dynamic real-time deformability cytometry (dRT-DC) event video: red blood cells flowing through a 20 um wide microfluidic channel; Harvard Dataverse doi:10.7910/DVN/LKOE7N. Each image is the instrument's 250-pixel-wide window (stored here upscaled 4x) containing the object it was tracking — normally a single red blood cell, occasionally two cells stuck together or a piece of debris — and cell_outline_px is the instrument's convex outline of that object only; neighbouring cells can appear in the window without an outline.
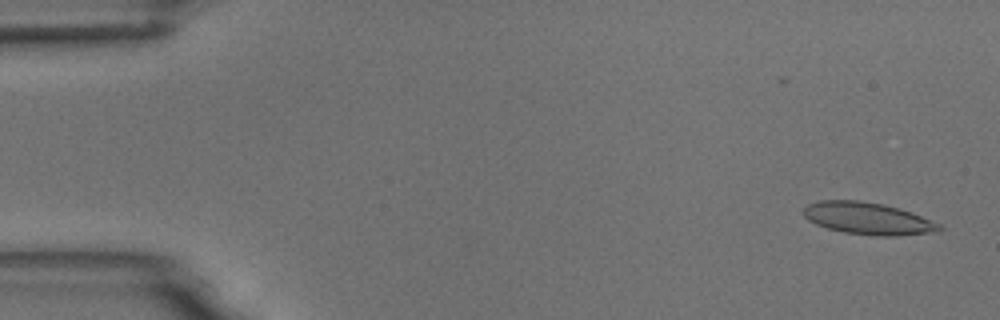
{"species": "common noctule bat (a hibernating species)", "species_latin": "Nyctalus noctula", "temperature_condition": "room temperature", "stored_images_in_passage": 4, "camera_frame_rate_fps": 3000, "um_per_image_px": 0.085, "animal": {"sex": "male", "body_mass_g": 18.8}, "frame": {"image": 1, "passage_image": 1, "time_ms": 0.0, "image_size_px": [1000, 320], "cell_outline_px": [[944, 228], [940, 232], [896, 236], [872, 236], [844, 232], [828, 228], [816, 224], [808, 220], [804, 216], [804, 208], [808, 204], [820, 200], [860, 200], [884, 204], [912, 212], [940, 224]], "centroid_in_image_um": [73.81, 18.58], "position_along_channel_um": 11.2, "area_um2": 25.61}}
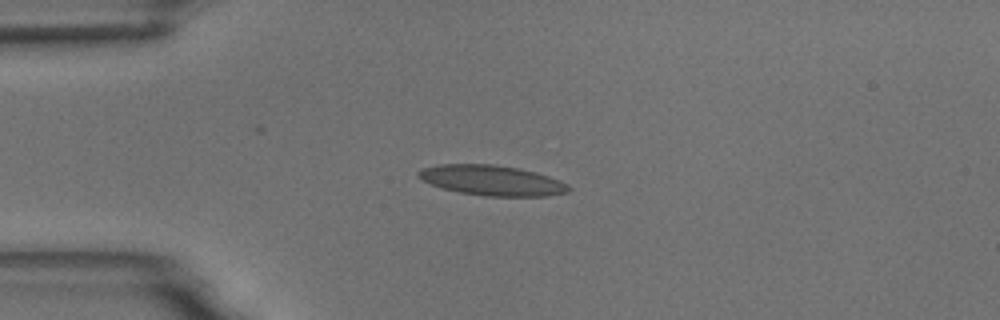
{"frame": {"image": 2, "passage_image": 4, "time_ms": 3.667, "image_size_px": [1000, 320], "cell_outline_px": [[572, 188], [568, 192], [548, 196], [484, 196], [460, 192], [444, 188], [432, 184], [416, 176], [416, 172], [424, 168], [440, 164], [492, 164], [520, 168], [536, 172], [560, 180], [568, 184]], "centroid_in_image_um": [41.86, 15.33], "position_along_channel_um": 43.1, "area_um2": 26.41}}